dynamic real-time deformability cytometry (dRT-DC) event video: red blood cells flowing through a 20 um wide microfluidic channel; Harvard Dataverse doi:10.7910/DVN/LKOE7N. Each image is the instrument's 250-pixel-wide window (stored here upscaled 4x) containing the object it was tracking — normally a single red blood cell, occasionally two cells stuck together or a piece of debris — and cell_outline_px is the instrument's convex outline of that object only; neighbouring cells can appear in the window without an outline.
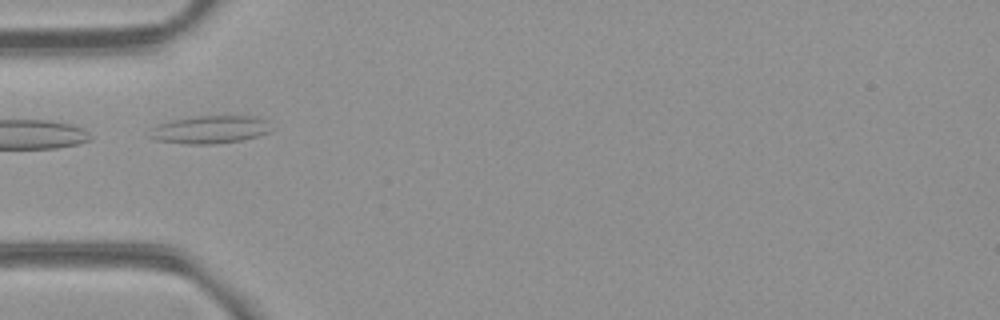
{"species": "common noctule bat (a hibernating species)", "species_latin": "Nyctalus noctula", "temperature_condition": "room temperature", "stored_images_in_passage": 33, "camera_frame_rate_fps": 3000, "um_per_image_px": 0.085, "animal": {"sex": "female", "body_mass_g": 21.9}, "frame": {"image": 1, "passage_image": 1, "time_ms": 0.0, "image_size_px": [1000, 320], "cell_outline_px": [[268, 132], [256, 136], [240, 140], [212, 144], [188, 144], [156, 140], [148, 136], [152, 128], [160, 124], [172, 120], [196, 116], [256, 116], [268, 120]], "centroid_in_image_um": [17.83, 11.01], "position_along_channel_um": 67.2, "area_um2": 19.42}, "authors_computed_cell_mechanics": {"area_um2": 15.8372, "velocity_mm_per_s": 3.9479, "shape_relaxation_time_tau1_ms": null, "shape_relaxation_time_tau2_ms": 2.7619, "deformation_change_tau1": null, "deformation_change_tau2": 0.105}}